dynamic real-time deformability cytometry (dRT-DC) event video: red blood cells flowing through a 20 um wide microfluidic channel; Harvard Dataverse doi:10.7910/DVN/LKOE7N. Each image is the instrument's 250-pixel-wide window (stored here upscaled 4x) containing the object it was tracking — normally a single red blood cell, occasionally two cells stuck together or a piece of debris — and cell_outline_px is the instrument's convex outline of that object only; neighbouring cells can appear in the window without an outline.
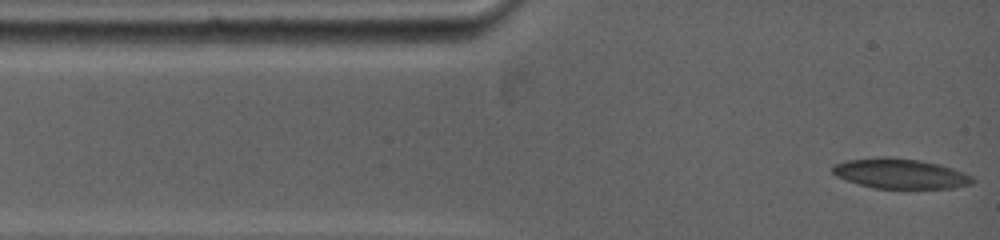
{"species": "common noctule bat (a hibernating species)", "species_latin": "Nyctalus noctula", "temperature_condition": "warm", "stored_images_in_passage": 16, "camera_frame_rate_fps": 5000, "um_per_image_px": 0.085, "animal": {"sex": "female", "body_mass_g": 19.0, "forearm_length_mm": 53.3}, "frame": {"image": 1, "passage_image": 1, "time_ms": 0.0, "image_size_px": [1000, 240], "cell_outline_px": [[972, 180], [968, 184], [952, 188], [876, 188], [860, 184], [836, 176], [832, 172], [832, 168], [836, 164], [848, 160], [916, 160], [936, 164], [972, 176]], "centroid_in_image_um": [76.51, 14.81], "position_along_channel_um": 8.5, "area_um2": 22.66}}
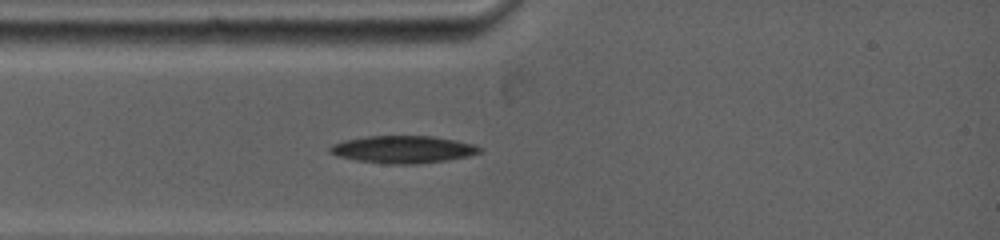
{"frame": {"image": 2, "passage_image": 12, "time_ms": 2.2, "image_size_px": [1000, 240], "cell_outline_px": [[480, 152], [468, 156], [444, 160], [412, 164], [392, 164], [356, 160], [336, 156], [328, 152], [328, 148], [332, 144], [344, 140], [368, 136], [432, 136], [472, 144], [480, 148]], "centroid_in_image_um": [34.16, 12.7], "position_along_channel_um": 50.8, "area_um2": 23.52}}
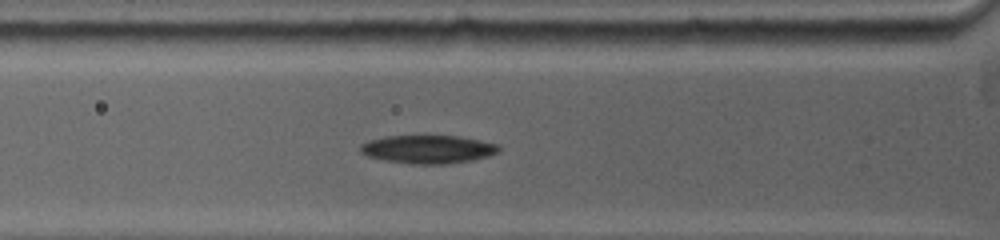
{"frame": {"image": 3, "passage_image": 16, "time_ms": 3.2, "image_size_px": [1000, 240], "cell_outline_px": [[500, 152], [488, 156], [448, 164], [412, 164], [384, 160], [368, 156], [360, 152], [360, 144], [368, 140], [384, 136], [460, 136], [500, 144]], "centroid_in_image_um": [36.38, 12.68], "position_along_channel_um": 89.4, "area_um2": 22.89}}